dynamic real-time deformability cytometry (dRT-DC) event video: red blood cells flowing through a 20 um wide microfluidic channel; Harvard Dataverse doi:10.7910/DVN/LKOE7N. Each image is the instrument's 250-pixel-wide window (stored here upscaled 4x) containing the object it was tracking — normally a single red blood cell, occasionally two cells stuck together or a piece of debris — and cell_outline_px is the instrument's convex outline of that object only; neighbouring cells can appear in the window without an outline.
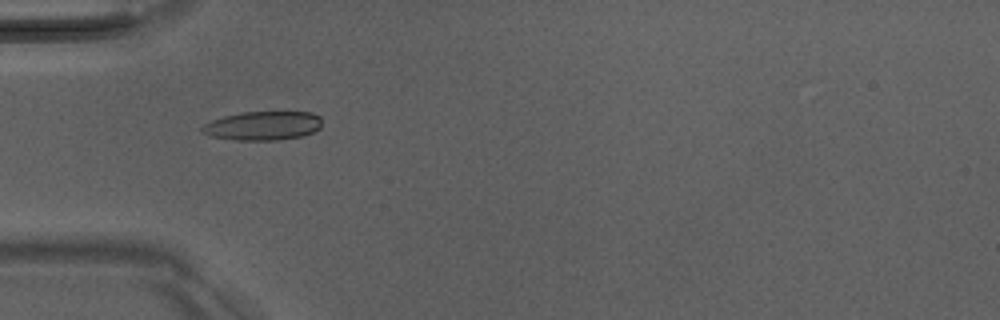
{"species": "Egyptian fruit bat (a non-hibernating species)", "species_latin": "Rousettus aegyptiacus", "temperature_condition": "room temperature", "stored_images_in_passage": 40, "camera_frame_rate_fps": 3000, "um_per_image_px": 0.085, "animal": {"sex": "male"}, "frame": {"image": 1, "passage_image": 5, "time_ms": 1.333, "image_size_px": [1000, 320], "cell_outline_px": [[320, 128], [312, 132], [300, 136], [276, 140], [236, 140], [208, 136], [200, 132], [200, 128], [204, 124], [212, 120], [224, 116], [240, 112], [312, 112], [320, 116]], "centroid_in_image_um": [22.29, 10.68], "position_along_channel_um": 62.7, "area_um2": 20.23}}
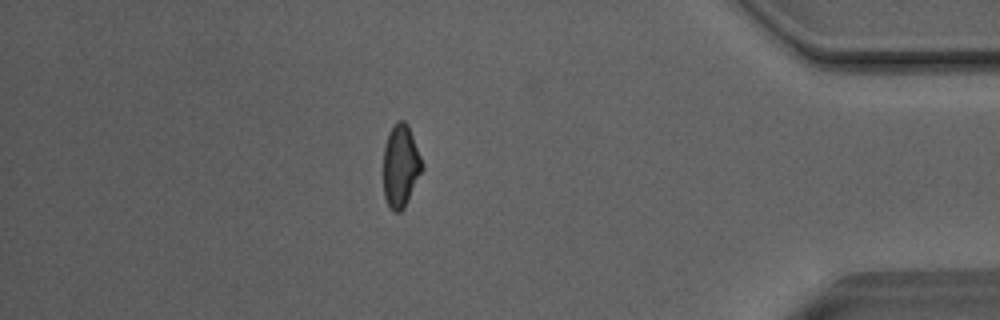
{"frame": {"image": 2, "passage_image": 33, "time_ms": 10.667, "image_size_px": [1000, 320], "cell_outline_px": [[424, 168], [404, 208], [400, 212], [392, 212], [384, 196], [384, 148], [388, 136], [396, 120], [404, 120], [408, 124], [424, 164]], "centroid_in_image_um": [34.08, 14.11], "position_along_channel_um": 401.1, "area_um2": 18.67}}
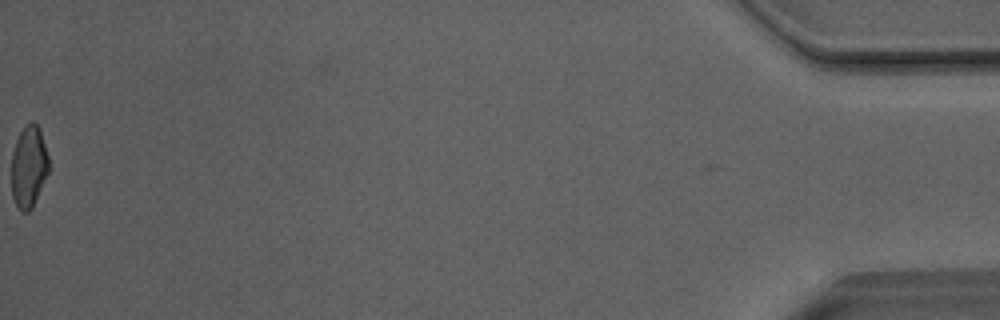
{"frame": {"image": 3, "passage_image": 40, "time_ms": 13.0, "image_size_px": [1000, 320], "cell_outline_px": [[48, 172], [32, 208], [28, 212], [20, 212], [12, 196], [12, 152], [16, 140], [20, 132], [32, 120], [40, 128], [48, 156]], "centroid_in_image_um": [2.44, 14.17], "position_along_channel_um": 432.8, "area_um2": 17.63}, "authors_computed_cell_mechanics": {"area_um2": 18.9006, "velocity_mm_per_s": 4.0691, "shape_relaxation_time_tau1_ms": 4.572, "shape_relaxation_time_tau2_ms": 2.4417, "deformation_change_tau1": 0.1464, "deformation_change_tau2": 0.08}}